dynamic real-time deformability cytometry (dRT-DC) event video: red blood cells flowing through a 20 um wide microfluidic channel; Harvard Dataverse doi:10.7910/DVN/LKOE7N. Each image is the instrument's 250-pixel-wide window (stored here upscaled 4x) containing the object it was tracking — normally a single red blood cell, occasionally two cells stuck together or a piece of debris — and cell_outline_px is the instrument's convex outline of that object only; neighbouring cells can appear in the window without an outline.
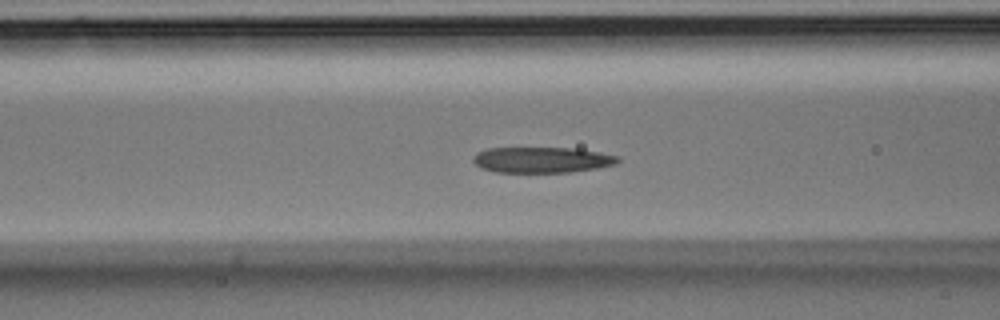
{"species": "Egyptian fruit bat (a non-hibernating species)", "species_latin": "Rousettus aegyptiacus", "temperature_condition": "room temperature", "stored_images_in_passage": 42, "camera_frame_rate_fps": 3000, "um_per_image_px": 0.085, "animal": {"sex": "male"}, "frame": {"image": 1, "passage_image": 14, "time_ms": 4.333, "image_size_px": [1000, 320], "cell_outline_px": [[620, 160], [616, 164], [596, 168], [572, 172], [496, 172], [480, 168], [472, 160], [472, 156], [476, 152], [488, 148], [576, 148], [600, 152], [620, 156]], "centroid_in_image_um": [46.06, 13.58], "position_along_channel_um": 120.5, "area_um2": 21.91}}
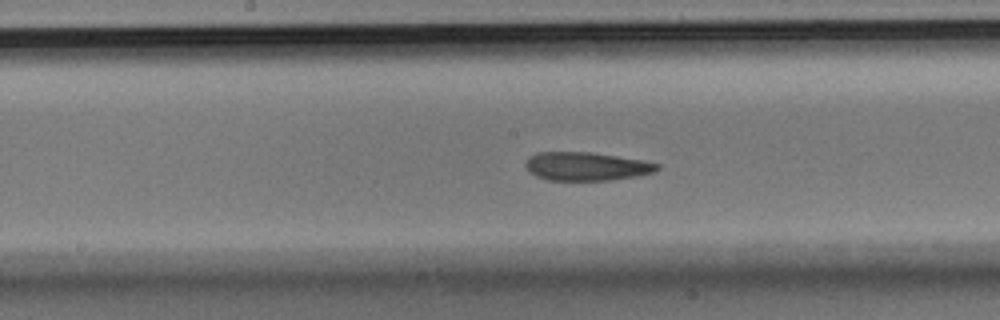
{"frame": {"image": 2, "passage_image": 20, "time_ms": 6.333, "image_size_px": [1000, 320], "cell_outline_px": [[660, 168], [652, 172], [640, 176], [612, 180], [548, 180], [536, 176], [528, 172], [524, 164], [528, 156], [536, 152], [592, 152], [640, 160], [660, 164]], "centroid_in_image_um": [49.8, 14.14], "position_along_channel_um": 198.4, "area_um2": 21.96}}
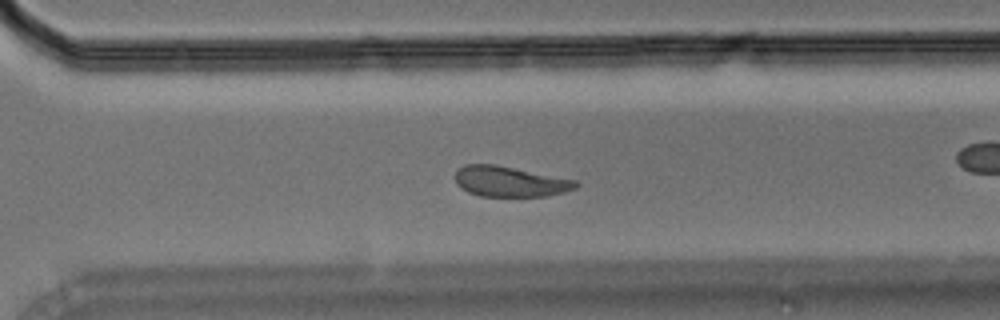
{"frame": {"image": 3, "passage_image": 30, "time_ms": 9.667, "image_size_px": [1000, 320], "cell_outline_px": [[580, 184], [576, 188], [564, 192], [548, 196], [480, 196], [468, 192], [460, 188], [456, 184], [456, 168], [464, 164], [496, 164], [576, 180]], "centroid_in_image_um": [43.32, 15.42], "position_along_channel_um": 327.3, "area_um2": 21.56}}